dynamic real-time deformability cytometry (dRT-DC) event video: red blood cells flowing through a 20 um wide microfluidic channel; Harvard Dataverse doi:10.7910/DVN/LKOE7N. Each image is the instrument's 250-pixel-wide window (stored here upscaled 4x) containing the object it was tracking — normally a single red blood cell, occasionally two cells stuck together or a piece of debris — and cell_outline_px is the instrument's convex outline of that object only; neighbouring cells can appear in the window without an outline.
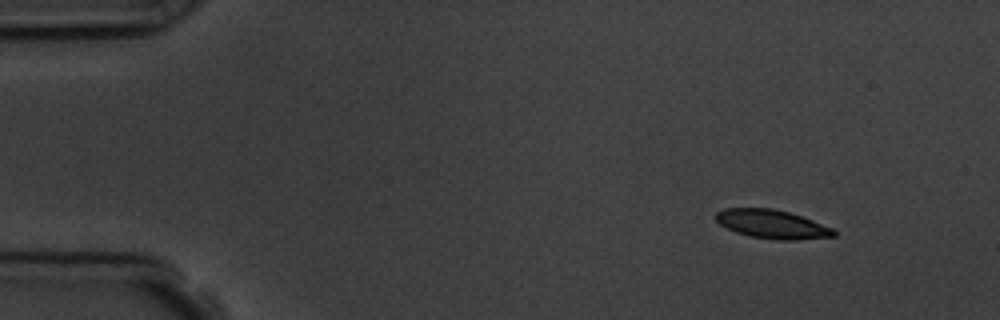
{"species": "common noctule bat (a hibernating species)", "species_latin": "Nyctalus noctula", "temperature_condition": "room temperature", "stored_images_in_passage": 5, "camera_frame_rate_fps": 3000, "um_per_image_px": 0.085, "animal": {"sex": "male", "body_mass_g": 19.5, "forearm_length_mm": 54.6}, "frame": {"image": 1, "passage_image": 1, "time_ms": 0.0, "image_size_px": [1000, 320], "cell_outline_px": [[836, 236], [796, 240], [780, 240], [752, 236], [736, 232], [720, 224], [716, 220], [716, 212], [724, 208], [772, 208], [788, 212], [812, 220], [832, 228], [836, 232]], "centroid_in_image_um": [65.63, 19.05], "position_along_channel_um": 19.4, "area_um2": 19.48}}
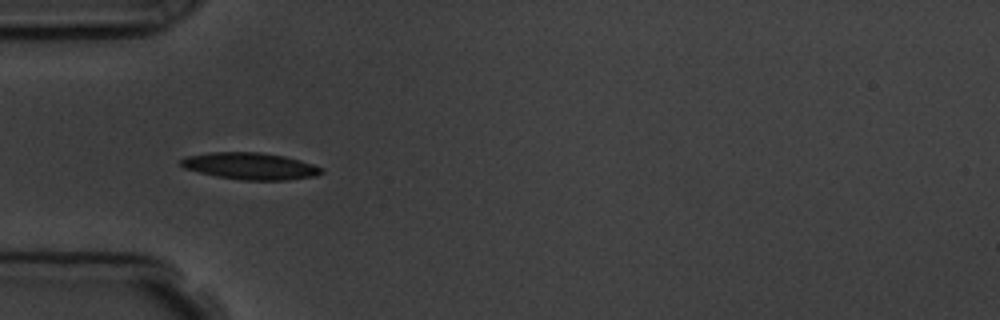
{"frame": {"image": 2, "passage_image": 4, "time_ms": 3.667, "image_size_px": [1000, 320], "cell_outline_px": [[324, 172], [316, 176], [288, 180], [240, 180], [216, 176], [184, 168], [180, 164], [180, 160], [184, 156], [212, 152], [260, 152], [284, 156], [300, 160], [324, 168]], "centroid_in_image_um": [21.29, 14.11], "position_along_channel_um": 63.7, "area_um2": 22.08}}